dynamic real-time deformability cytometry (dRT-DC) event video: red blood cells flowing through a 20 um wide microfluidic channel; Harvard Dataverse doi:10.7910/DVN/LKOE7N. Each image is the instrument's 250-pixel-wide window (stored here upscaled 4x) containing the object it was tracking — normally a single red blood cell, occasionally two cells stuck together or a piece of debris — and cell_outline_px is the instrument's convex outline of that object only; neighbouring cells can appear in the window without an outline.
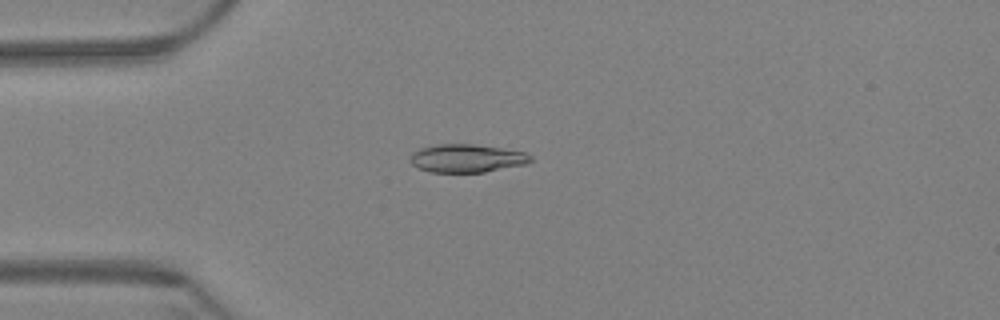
{"species": "Egyptian fruit bat (a non-hibernating species)", "species_latin": "Rousettus aegyptiacus", "temperature_condition": "warm", "stored_images_in_passage": 52, "camera_frame_rate_fps": 3000, "um_per_image_px": 0.085, "animal": {"sex": "female"}, "frame": {"image": 1, "passage_image": 15, "time_ms": 4.667, "image_size_px": [1000, 320], "cell_outline_px": [[532, 160], [528, 164], [484, 172], [432, 172], [420, 168], [412, 164], [412, 152], [420, 148], [436, 144], [472, 144], [500, 148], [524, 152], [532, 156]], "centroid_in_image_um": [39.71, 13.45], "position_along_channel_um": 45.3, "area_um2": 19.59}}
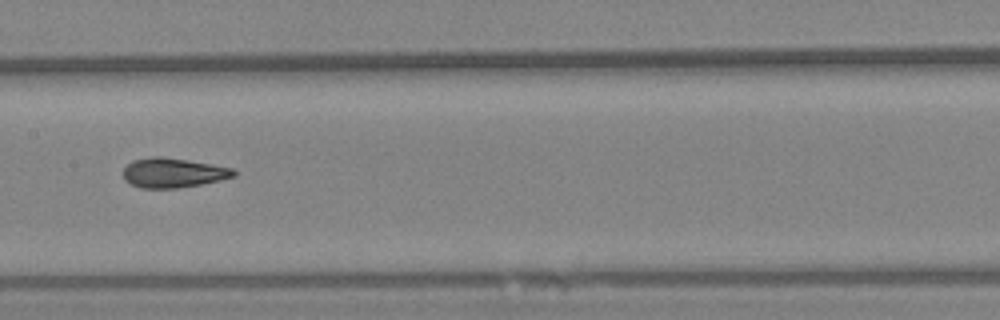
{"frame": {"image": 2, "passage_image": 30, "time_ms": 9.667, "image_size_px": [1000, 320], "cell_outline_px": [[236, 176], [220, 180], [200, 184], [176, 188], [140, 188], [124, 180], [124, 168], [132, 160], [152, 156], [160, 156], [188, 160], [232, 168], [236, 172]], "centroid_in_image_um": [14.7, 14.68], "position_along_channel_um": 192.7, "area_um2": 18.96}}
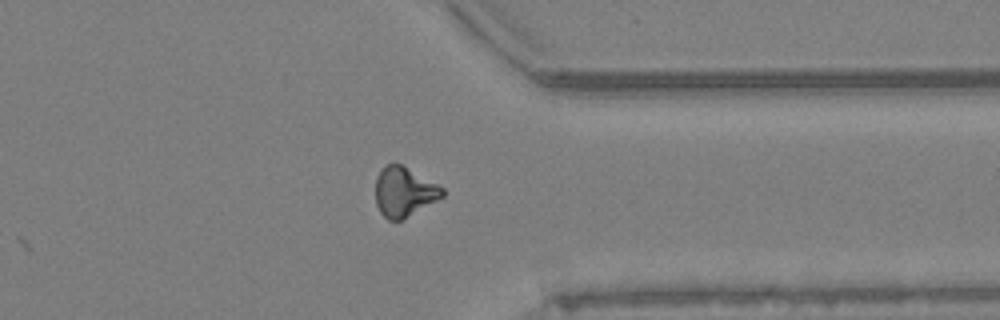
{"frame": {"image": 3, "passage_image": 47, "time_ms": 15.333, "image_size_px": [1000, 320], "cell_outline_px": [[444, 196], [404, 220], [388, 220], [380, 212], [376, 204], [376, 180], [380, 172], [388, 164], [400, 164], [444, 188]], "centroid_in_image_um": [34.36, 16.35], "position_along_channel_um": 377.0, "area_um2": 19.07}, "authors_computed_cell_mechanics": {"area_um2": 19.363, "velocity_mm_per_s": 3.3348, "shape_relaxation_time_tau1_ms": 7.8812, "shape_relaxation_time_tau2_ms": 2.0256, "deformation_change_tau1": 0.1836, "deformation_change_tau2": 0.0584}}